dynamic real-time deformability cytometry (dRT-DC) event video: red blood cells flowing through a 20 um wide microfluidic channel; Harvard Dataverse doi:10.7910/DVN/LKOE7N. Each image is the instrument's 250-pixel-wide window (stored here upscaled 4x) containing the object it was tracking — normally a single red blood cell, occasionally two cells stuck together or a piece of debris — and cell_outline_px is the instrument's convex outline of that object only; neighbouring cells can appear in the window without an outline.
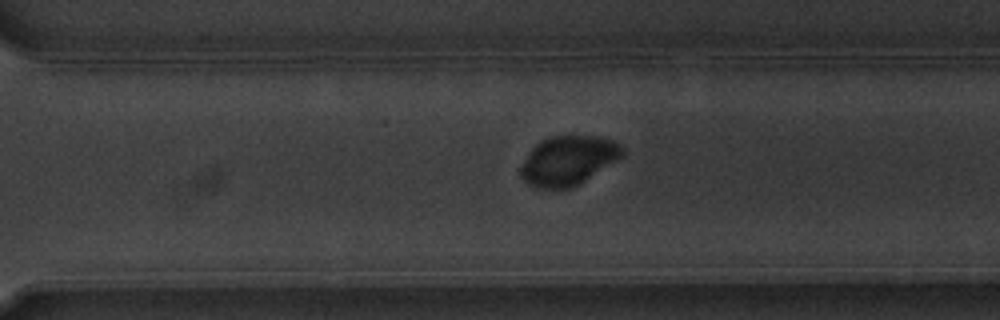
{"species": "common noctule bat (a hibernating species)", "species_latin": "Nyctalus noctula", "temperature_condition": "warm", "stored_images_in_passage": 40, "camera_frame_rate_fps": 3000, "um_per_image_px": 0.085, "animal": {"sex": "male", "body_mass_g": 20.1, "forearm_length_mm": 53.5}, "frame": {"image": 1, "passage_image": 24, "time_ms": 7.667, "image_size_px": [1000, 320], "cell_outline_px": [[624, 156], [580, 184], [572, 188], [536, 188], [528, 184], [520, 176], [520, 168], [528, 152], [540, 140], [552, 136], [596, 136], [612, 140], [620, 144], [624, 148]], "centroid_in_image_um": [48.3, 13.65], "position_along_channel_um": 322.3, "area_um2": 29.36}}
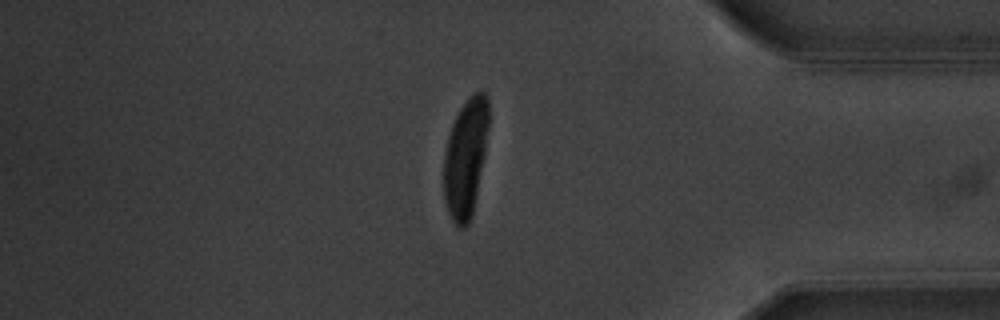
{"frame": {"image": 2, "passage_image": 32, "time_ms": 10.333, "image_size_px": [1000, 320], "cell_outline_px": [[488, 128], [484, 156], [472, 216], [468, 224], [464, 228], [460, 228], [452, 220], [448, 212], [444, 200], [444, 152], [448, 136], [452, 124], [460, 108], [472, 92], [484, 92], [488, 96]], "centroid_in_image_um": [39.57, 13.41], "position_along_channel_um": 395.6, "area_um2": 30.87}}
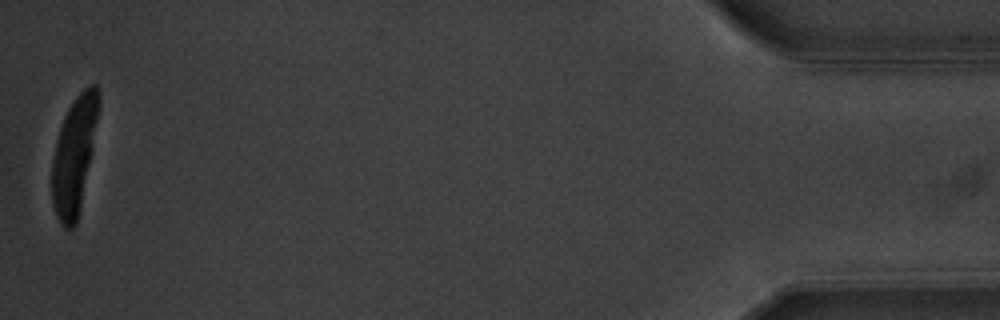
{"frame": {"image": 3, "passage_image": 40, "time_ms": 13.0, "image_size_px": [1000, 320], "cell_outline_px": [[100, 108], [80, 208], [76, 224], [72, 228], [64, 228], [60, 224], [52, 204], [52, 160], [56, 140], [64, 116], [68, 108], [76, 96], [84, 88], [92, 84], [96, 84], [100, 92]], "centroid_in_image_um": [6.31, 13.16], "position_along_channel_um": 428.9, "area_um2": 31.56}}